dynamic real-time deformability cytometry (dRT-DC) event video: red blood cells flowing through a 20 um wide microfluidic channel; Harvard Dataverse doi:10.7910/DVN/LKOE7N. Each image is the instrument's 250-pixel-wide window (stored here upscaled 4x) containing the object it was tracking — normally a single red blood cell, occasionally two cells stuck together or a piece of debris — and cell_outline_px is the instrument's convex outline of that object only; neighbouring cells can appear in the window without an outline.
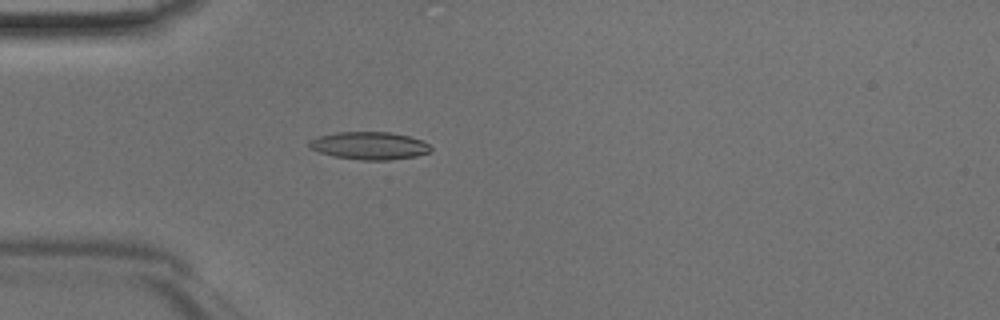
{"species": "Egyptian fruit bat (a non-hibernating species)", "species_latin": "Rousettus aegyptiacus", "temperature_condition": "room temperature", "stored_images_in_passage": 47, "camera_frame_rate_fps": 3000, "um_per_image_px": 0.085, "animal": {"sex": "male"}, "frame": {"image": 1, "passage_image": 14, "time_ms": 4.333, "image_size_px": [1000, 320], "cell_outline_px": [[432, 152], [416, 156], [388, 160], [360, 160], [332, 156], [308, 148], [308, 140], [320, 136], [336, 132], [392, 132], [408, 136], [420, 140], [428, 144], [432, 148]], "centroid_in_image_um": [31.38, 12.38], "position_along_channel_um": 53.6, "area_um2": 19.71}}
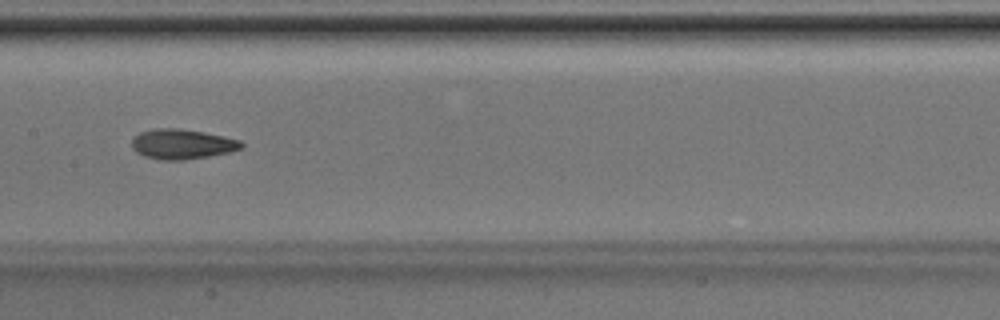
{"frame": {"image": 2, "passage_image": 24, "time_ms": 7.667, "image_size_px": [1000, 320], "cell_outline_px": [[244, 144], [240, 148], [228, 152], [208, 156], [184, 160], [160, 160], [144, 156], [136, 152], [132, 148], [132, 136], [140, 132], [156, 128], [176, 128], [204, 132], [224, 136], [240, 140]], "centroid_in_image_um": [15.43, 12.24], "position_along_channel_um": 192.0, "area_um2": 19.13}}
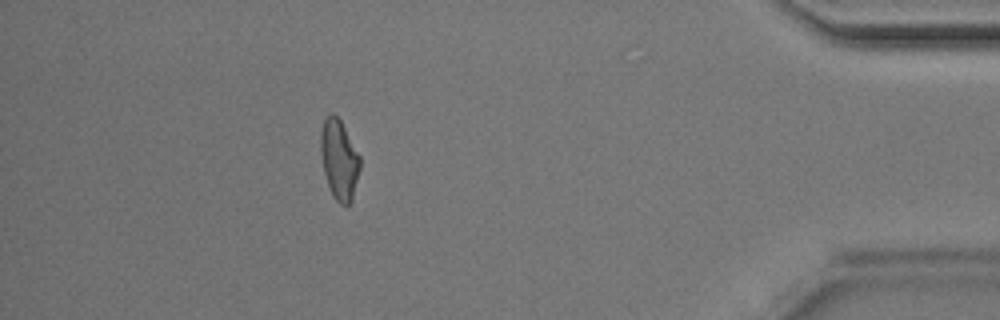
{"frame": {"image": 3, "passage_image": 42, "time_ms": 13.667, "image_size_px": [1000, 320], "cell_outline_px": [[360, 168], [352, 200], [348, 204], [340, 204], [332, 196], [324, 172], [320, 152], [320, 132], [324, 120], [328, 112], [332, 112], [340, 120], [360, 156]], "centroid_in_image_um": [28.81, 13.55], "position_along_channel_um": 406.4, "area_um2": 18.26}}